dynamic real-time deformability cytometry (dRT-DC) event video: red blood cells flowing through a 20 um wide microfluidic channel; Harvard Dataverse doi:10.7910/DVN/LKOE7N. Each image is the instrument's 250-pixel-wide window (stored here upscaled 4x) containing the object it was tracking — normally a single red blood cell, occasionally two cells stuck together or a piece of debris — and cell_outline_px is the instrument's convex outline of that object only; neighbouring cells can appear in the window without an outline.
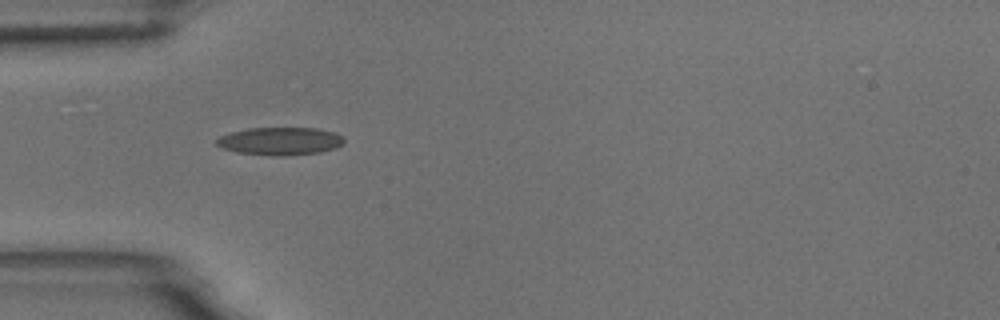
{"species": "common noctule bat (a hibernating species)", "species_latin": "Nyctalus noctula", "temperature_condition": "room temperature", "stored_images_in_passage": 2, "camera_frame_rate_fps": 3000, "um_per_image_px": 0.085, "animal": {"sex": "male", "body_mass_g": 18.8}, "frame": {"image": 1, "passage_image": 1, "time_ms": 0.0, "image_size_px": [1000, 320], "cell_outline_px": [[344, 144], [336, 148], [320, 152], [280, 156], [276, 156], [236, 152], [220, 148], [216, 144], [216, 140], [220, 136], [232, 132], [248, 128], [316, 128], [336, 132], [344, 136]], "centroid_in_image_um": [23.84, 11.99], "position_along_channel_um": 61.2, "area_um2": 20.81}}